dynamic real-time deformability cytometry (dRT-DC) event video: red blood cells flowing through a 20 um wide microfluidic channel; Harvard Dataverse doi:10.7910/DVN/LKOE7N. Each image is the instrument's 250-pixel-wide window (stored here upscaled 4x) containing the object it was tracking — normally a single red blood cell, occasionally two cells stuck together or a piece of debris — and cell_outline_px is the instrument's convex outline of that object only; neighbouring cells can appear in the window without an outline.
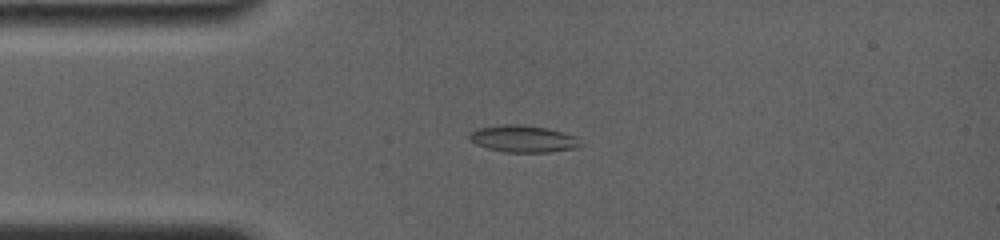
{"species": "common noctule bat (a hibernating species)", "species_latin": "Nyctalus noctula", "temperature_condition": "room temperature", "stored_images_in_passage": 11, "camera_frame_rate_fps": 4000, "um_per_image_px": 0.085, "animal": {"sex": "female", "body_mass_g": 19.0, "forearm_length_mm": 56.7}, "frame": {"image": 1, "passage_image": 5, "time_ms": 3.25, "image_size_px": [1000, 240], "cell_outline_px": [[584, 144], [576, 148], [548, 152], [504, 152], [488, 148], [476, 144], [468, 140], [468, 136], [476, 128], [504, 124], [520, 124], [548, 128], [576, 136]], "centroid_in_image_um": [44.47, 11.79], "position_along_channel_um": 40.5, "area_um2": 17.57}}
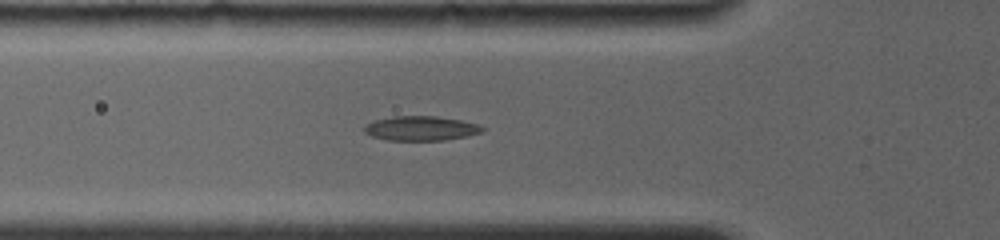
{"frame": {"image": 2, "passage_image": 7, "time_ms": 5.0, "image_size_px": [1000, 240], "cell_outline_px": [[484, 132], [444, 140], [388, 140], [372, 136], [364, 132], [364, 124], [372, 120], [392, 116], [436, 116], [460, 120], [480, 124], [484, 128]], "centroid_in_image_um": [35.75, 10.9], "position_along_channel_um": 90.1, "area_um2": 16.94}}
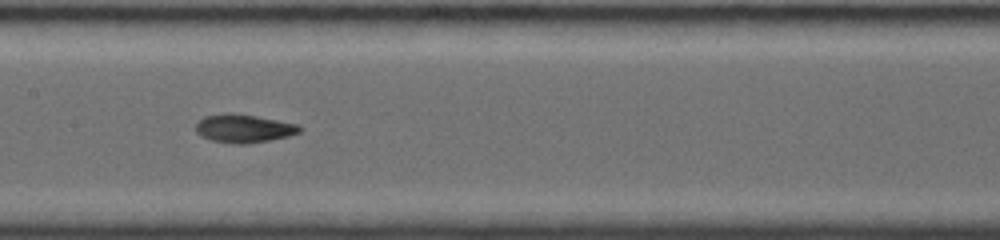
{"frame": {"image": 3, "passage_image": 10, "time_ms": 7.5, "image_size_px": [1000, 240], "cell_outline_px": [[304, 128], [300, 132], [288, 136], [248, 144], [236, 144], [212, 140], [200, 136], [196, 132], [196, 124], [204, 116], [228, 112], [232, 112], [256, 116], [300, 124]], "centroid_in_image_um": [20.74, 10.91], "position_along_channel_um": 186.7, "area_um2": 17.28}}